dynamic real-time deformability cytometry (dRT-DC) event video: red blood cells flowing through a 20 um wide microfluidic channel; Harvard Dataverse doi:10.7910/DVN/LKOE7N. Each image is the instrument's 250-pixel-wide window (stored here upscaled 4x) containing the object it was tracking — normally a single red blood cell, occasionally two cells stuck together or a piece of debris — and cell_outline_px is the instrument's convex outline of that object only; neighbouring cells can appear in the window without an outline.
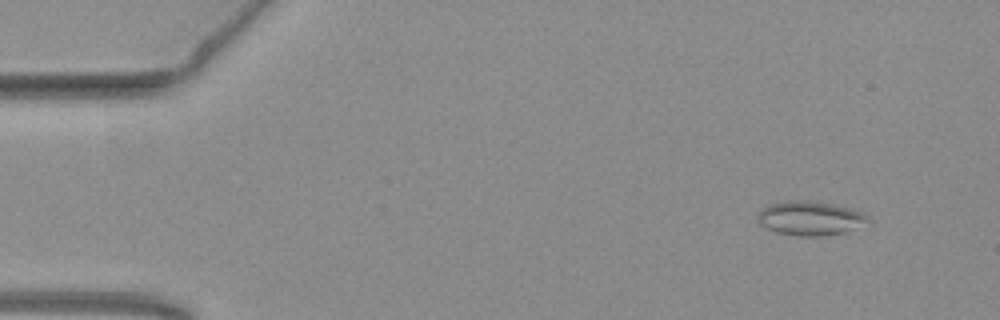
{"species": "common noctule bat (a hibernating species)", "species_latin": "Nyctalus noctula", "temperature_condition": "warm", "stored_images_in_passage": 51, "camera_frame_rate_fps": 3000, "um_per_image_px": 0.085, "animal": {"sex": "female", "body_mass_g": 19.3, "forearm_length_mm": 54.1}, "frame": {"image": 1, "passage_image": 2, "time_ms": 0.333, "image_size_px": [1000, 320], "cell_outline_px": [[872, 224], [844, 232], [820, 236], [800, 236], [776, 232], [760, 224], [756, 220], [756, 216], [764, 208], [772, 204], [792, 200], [804, 200], [832, 204], [852, 208], [868, 216]], "centroid_in_image_um": [68.93, 18.56], "position_along_channel_um": 16.1, "area_um2": 21.96}}
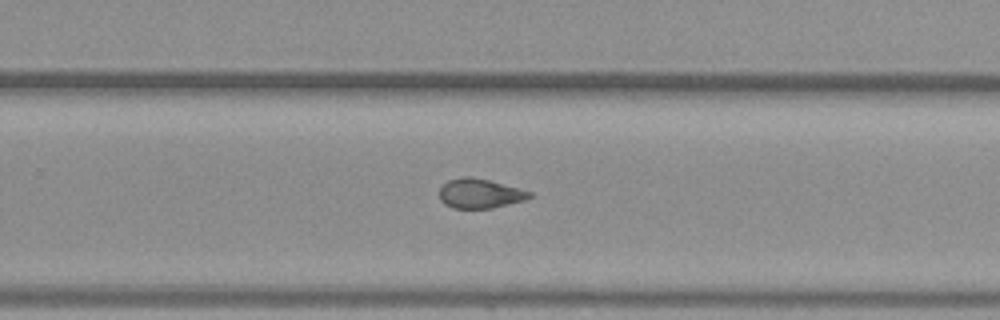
{"frame": {"image": 2, "passage_image": 32, "time_ms": 10.333, "image_size_px": [1000, 320], "cell_outline_px": [[532, 196], [524, 200], [492, 208], [452, 208], [444, 204], [440, 200], [440, 184], [448, 180], [464, 176], [468, 176], [488, 180], [532, 192]], "centroid_in_image_um": [40.74, 16.44], "position_along_channel_um": 289.1, "area_um2": 15.43}}
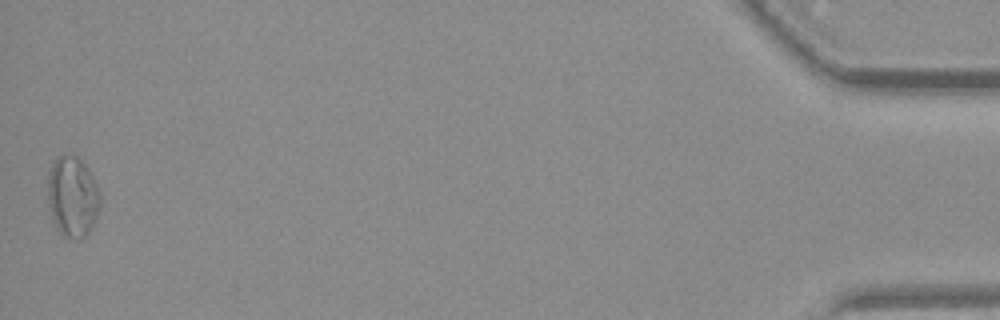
{"frame": {"image": 3, "passage_image": 51, "time_ms": 16.667, "image_size_px": [1000, 320], "cell_outline_px": [[100, 208], [92, 228], [80, 240], [76, 240], [64, 236], [60, 232], [52, 216], [48, 204], [48, 172], [56, 156], [76, 156], [84, 164], [100, 188]], "centroid_in_image_um": [6.18, 16.73], "position_along_channel_um": 429.0, "area_um2": 24.62}, "authors_computed_cell_mechanics": {"area_um2": 17.5134, "velocity_mm_per_s": 3.7815, "shape_relaxation_time_tau1_ms": null, "shape_relaxation_time_tau2_ms": 2.6958, "deformation_change_tau1": null, "deformation_change_tau2": 0.0975}}